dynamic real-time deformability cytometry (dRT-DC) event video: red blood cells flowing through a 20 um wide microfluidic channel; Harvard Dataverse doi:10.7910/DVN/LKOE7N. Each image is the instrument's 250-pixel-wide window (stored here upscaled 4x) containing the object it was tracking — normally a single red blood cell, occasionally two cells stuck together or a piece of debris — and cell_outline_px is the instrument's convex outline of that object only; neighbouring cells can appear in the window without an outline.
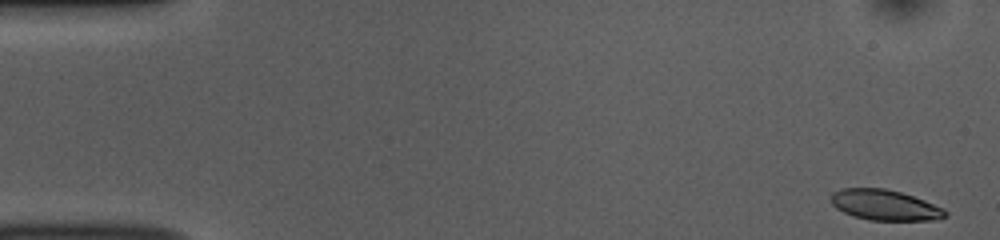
{"species": "common noctule bat (a hibernating species)", "species_latin": "Nyctalus noctula", "temperature_condition": "room temperature", "stored_images_in_passage": 52, "camera_frame_rate_fps": 3000, "um_per_image_px": 0.085, "animal": {"sex": "female", "body_mass_g": 10.0, "forearm_length_mm": 53.1}, "frame": {"image": 1, "passage_image": 1, "time_ms": 0.0, "image_size_px": [1000, 240], "cell_outline_px": [[948, 216], [936, 220], [868, 220], [852, 216], [836, 208], [832, 204], [832, 192], [840, 188], [884, 188], [900, 192], [924, 200], [944, 208], [948, 212]], "centroid_in_image_um": [75.22, 17.43], "position_along_channel_um": 9.8, "area_um2": 20.4}}
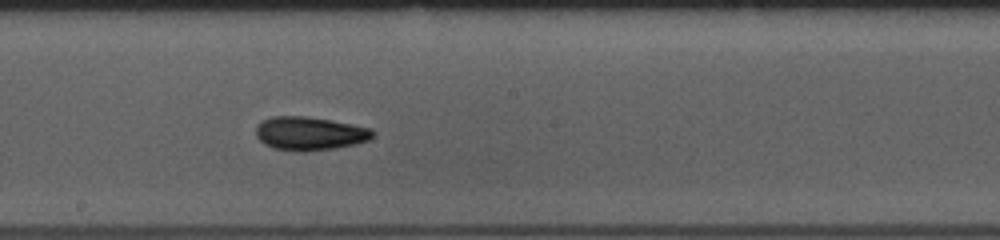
{"frame": {"image": 2, "passage_image": 28, "time_ms": 9.0, "image_size_px": [1000, 240], "cell_outline_px": [[376, 132], [368, 140], [356, 144], [336, 148], [304, 152], [296, 152], [272, 148], [264, 144], [256, 136], [256, 124], [272, 116], [308, 116], [352, 124], [372, 128]], "centroid_in_image_um": [26.32, 11.35], "position_along_channel_um": 221.9, "area_um2": 23.12}}
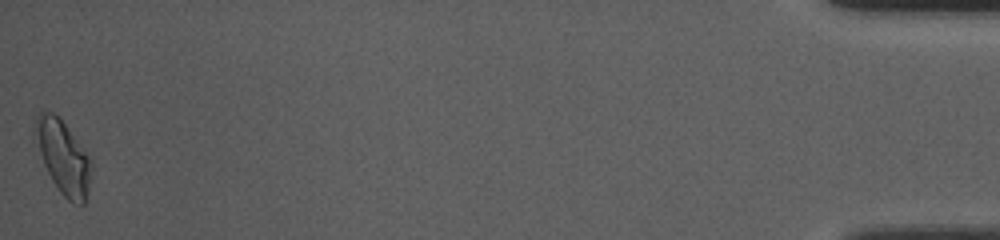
{"frame": {"image": 3, "passage_image": 52, "time_ms": 17.0, "image_size_px": [1000, 240], "cell_outline_px": [[92, 168], [88, 192], [84, 204], [72, 204], [60, 192], [52, 180], [32, 140], [32, 128], [36, 116], [40, 112], [52, 112], [64, 124], [88, 156], [92, 164]], "centroid_in_image_um": [5.31, 13.36], "position_along_channel_um": 429.9, "area_um2": 23.99}, "authors_computed_cell_mechanics": {"area_um2": 21.7328, "velocity_mm_per_s": 3.7716, "shape_relaxation_time_tau1_ms": 3.5626, "shape_relaxation_time_tau2_ms": 3.283, "deformation_change_tau1": 0.1296, "deformation_change_tau2": 0.0869}}